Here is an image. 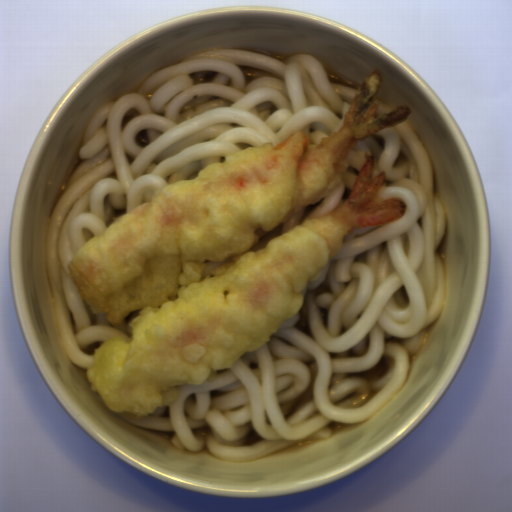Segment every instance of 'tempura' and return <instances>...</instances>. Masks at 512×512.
<instances>
[{
    "mask_svg": "<svg viewBox=\"0 0 512 512\" xmlns=\"http://www.w3.org/2000/svg\"><path fill=\"white\" fill-rule=\"evenodd\" d=\"M382 84L378 70L363 81L341 130L305 156L311 140L299 132L227 155L74 251L67 267L92 314L121 326L139 312L130 341L101 343L90 358L86 381L109 411L146 416L178 397L175 386L212 382L296 314L346 235L403 218L408 202L376 195L386 174L373 178L369 155L338 209L250 250L257 230L338 188L360 141L409 116L402 105L377 117Z\"/></svg>",
    "mask_w": 512,
    "mask_h": 512,
    "instance_id": "obj_1",
    "label": "tempura"
}]
</instances>
